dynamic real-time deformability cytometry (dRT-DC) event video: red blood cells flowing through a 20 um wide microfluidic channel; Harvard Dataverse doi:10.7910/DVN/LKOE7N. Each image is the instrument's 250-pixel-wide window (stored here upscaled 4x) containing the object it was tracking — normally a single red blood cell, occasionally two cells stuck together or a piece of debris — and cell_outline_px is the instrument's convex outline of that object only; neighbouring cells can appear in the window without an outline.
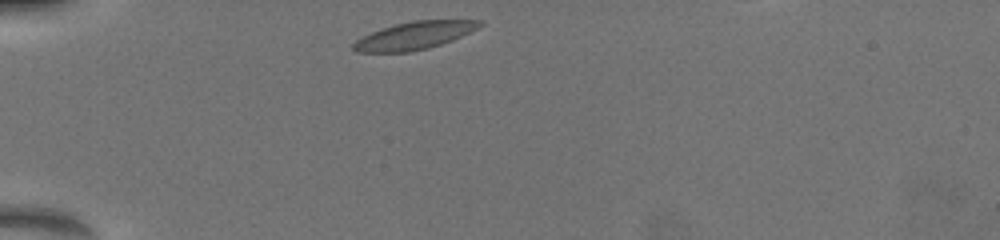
{"species": "common noctule bat (a hibernating species)", "species_latin": "Nyctalus noctula", "temperature_condition": "warm", "stored_images_in_passage": 22, "camera_frame_rate_fps": 3000, "um_per_image_px": 0.085, "animal": {"sex": "female", "body_mass_g": 19.5, "forearm_length_mm": 54.1}, "frame": {"image": 1, "passage_image": 1, "time_ms": 0.0, "image_size_px": [1000, 240], "cell_outline_px": [[484, 24], [452, 40], [428, 48], [408, 52], [356, 52], [352, 48], [352, 44], [356, 40], [372, 32], [396, 24], [412, 20], [484, 20]], "centroid_in_image_um": [35.21, 3.02], "position_along_channel_um": 49.8, "area_um2": 20.06}}
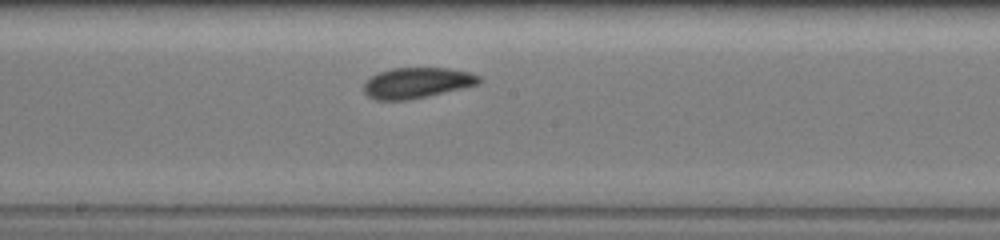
{"frame": {"image": 2, "passage_image": 12, "time_ms": 5.0, "image_size_px": [1000, 240], "cell_outline_px": [[484, 80], [480, 84], [464, 88], [404, 100], [376, 100], [368, 96], [364, 92], [364, 84], [372, 76], [380, 72], [392, 68], [448, 68], [468, 72], [480, 76]], "centroid_in_image_um": [35.48, 7.03], "position_along_channel_um": 212.7, "area_um2": 20.4}}
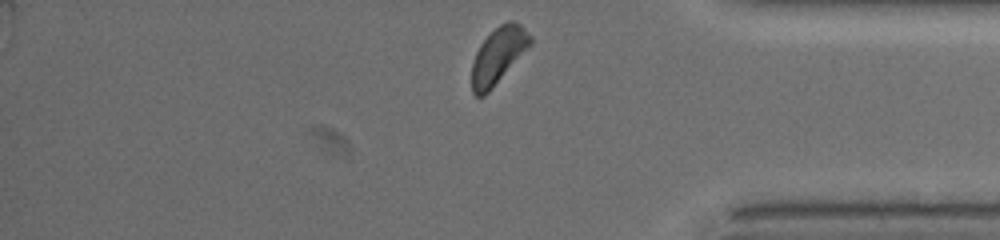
{"frame": {"image": 3, "passage_image": 22, "time_ms": 10.0, "image_size_px": [1000, 240], "cell_outline_px": [[532, 44], [492, 88], [484, 96], [476, 96], [472, 92], [472, 64], [476, 52], [480, 44], [500, 24], [508, 20], [516, 20], [532, 36]], "centroid_in_image_um": [42.37, 4.7], "position_along_channel_um": 392.8, "area_um2": 19.02}, "authors_computed_cell_mechanics": {"area_um2": 20.3167, "velocity_mm_per_s": 3.8513, "shape_relaxation_time_tau1_ms": 1.9496, "shape_relaxation_time_tau2_ms": 1.3068, "deformation_change_tau1": 0.0982, "deformation_change_tau2": 0.0791}}